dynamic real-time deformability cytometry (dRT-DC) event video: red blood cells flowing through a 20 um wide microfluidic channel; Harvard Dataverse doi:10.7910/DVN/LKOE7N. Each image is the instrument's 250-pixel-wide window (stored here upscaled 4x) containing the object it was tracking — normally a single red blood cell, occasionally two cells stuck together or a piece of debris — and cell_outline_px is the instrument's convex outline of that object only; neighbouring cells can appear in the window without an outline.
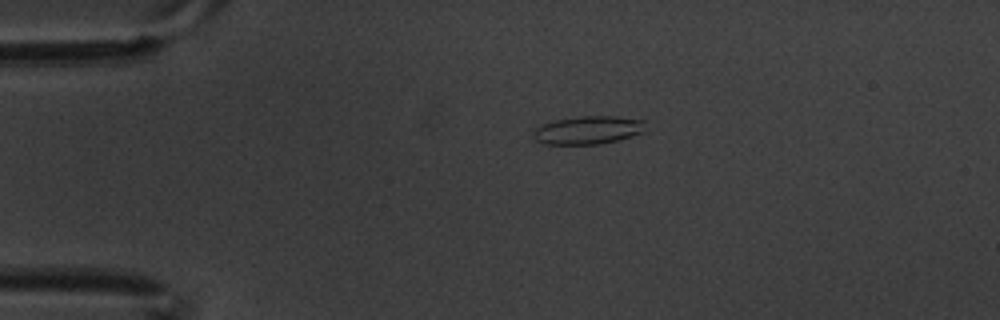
{"species": "common noctule bat (a hibernating species)", "species_latin": "Nyctalus noctula", "temperature_condition": "warm", "stored_images_in_passage": 7, "camera_frame_rate_fps": 3000, "um_per_image_px": 0.085, "animal": {"sex": "male", "body_mass_g": 20.1, "forearm_length_mm": 53.5}, "frame": {"image": 1, "passage_image": 4, "time_ms": 1.0, "image_size_px": [1000, 320], "cell_outline_px": [[644, 132], [632, 136], [600, 144], [544, 144], [536, 140], [532, 136], [532, 132], [536, 128], [544, 124], [556, 120], [580, 116], [616, 116], [644, 120]], "centroid_in_image_um": [49.98, 11.06], "position_along_channel_um": 35.0, "area_um2": 18.32}}
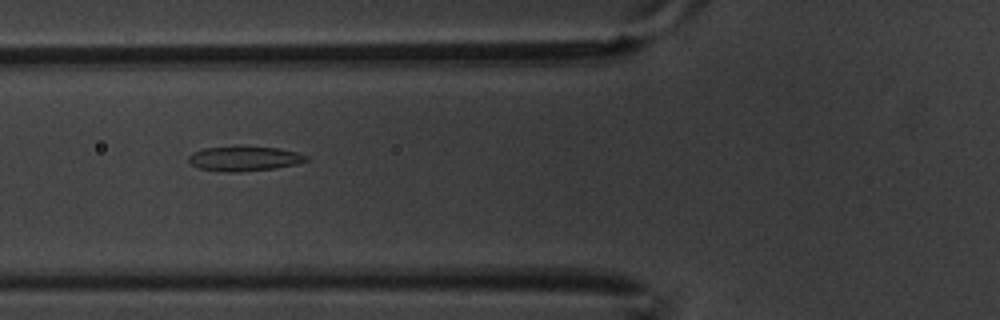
{"frame": {"image": 2, "passage_image": 6, "time_ms": 1.667, "image_size_px": [1000, 320], "cell_outline_px": [[308, 160], [296, 164], [276, 168], [240, 172], [224, 172], [200, 168], [192, 164], [188, 160], [188, 156], [192, 152], [204, 148], [236, 144], [240, 144], [276, 148], [296, 152], [308, 156]], "centroid_in_image_um": [20.73, 13.45], "position_along_channel_um": 105.1, "area_um2": 17.51}}
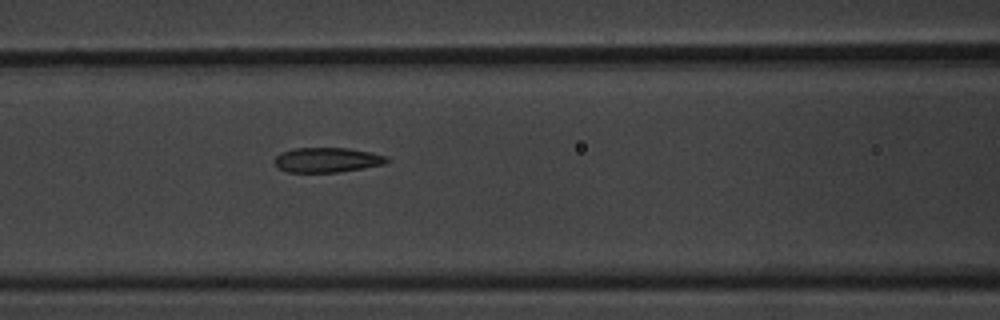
{"frame": {"image": 3, "passage_image": 7, "time_ms": 2.0, "image_size_px": [1000, 320], "cell_outline_px": [[388, 160], [384, 164], [340, 172], [288, 172], [276, 168], [272, 160], [280, 152], [292, 148], [348, 148], [372, 152], [384, 156]], "centroid_in_image_um": [27.71, 13.59], "position_along_channel_um": 138.9, "area_um2": 16.36}}